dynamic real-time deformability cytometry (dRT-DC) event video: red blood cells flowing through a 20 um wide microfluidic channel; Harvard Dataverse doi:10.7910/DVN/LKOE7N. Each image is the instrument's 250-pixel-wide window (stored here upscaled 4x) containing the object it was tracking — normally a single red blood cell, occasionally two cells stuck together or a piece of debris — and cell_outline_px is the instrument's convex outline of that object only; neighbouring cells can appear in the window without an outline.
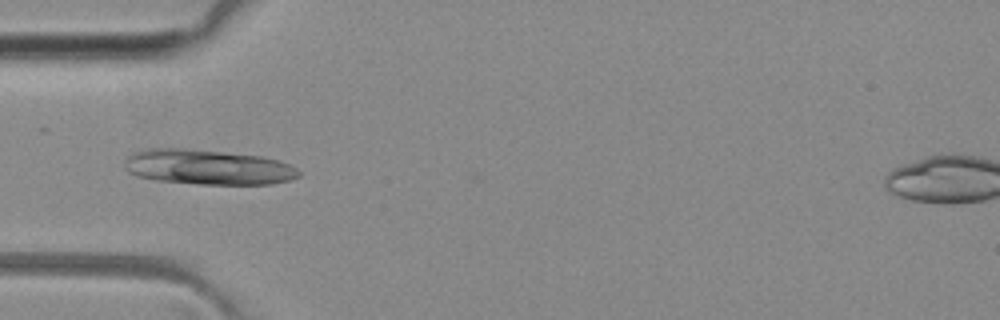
{"species": "common noctule bat (a hibernating species)", "species_latin": "Nyctalus noctula", "temperature_condition": "room temperature", "stored_images_in_passage": 40, "camera_frame_rate_fps": 3000, "um_per_image_px": 0.085, "animal": {"sex": "female", "body_mass_g": 29.2, "forearm_length_mm": 56.3}, "frame": {"image": 1, "passage_image": 6, "time_ms": 1.667, "image_size_px": [1000, 320], "cell_outline_px": [[300, 176], [292, 180], [272, 184], [200, 184], [156, 180], [136, 176], [128, 172], [124, 168], [124, 160], [132, 152], [148, 148], [184, 148], [264, 156], [288, 164], [296, 168], [300, 172]], "centroid_in_image_um": [17.64, 14.2], "position_along_channel_um": 67.4, "area_um2": 35.89}}
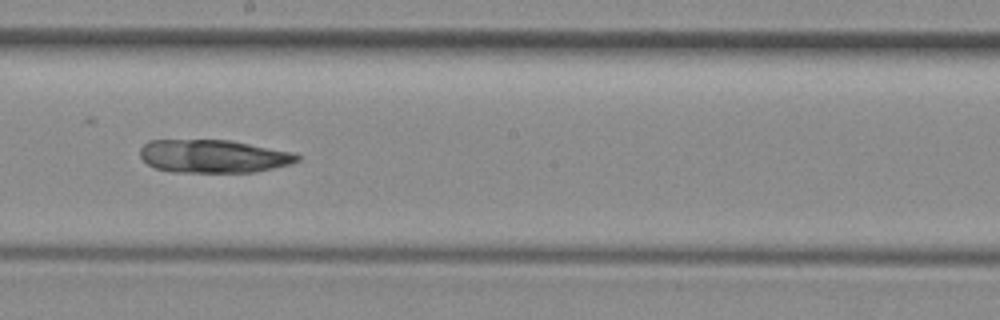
{"frame": {"image": 2, "passage_image": 18, "time_ms": 5.667, "image_size_px": [1000, 320], "cell_outline_px": [[300, 160], [292, 164], [256, 172], [172, 172], [156, 168], [148, 164], [140, 156], [140, 148], [148, 140], [228, 140], [296, 152], [300, 156]], "centroid_in_image_um": [18.18, 13.28], "position_along_channel_um": 230.0, "area_um2": 30.52}}
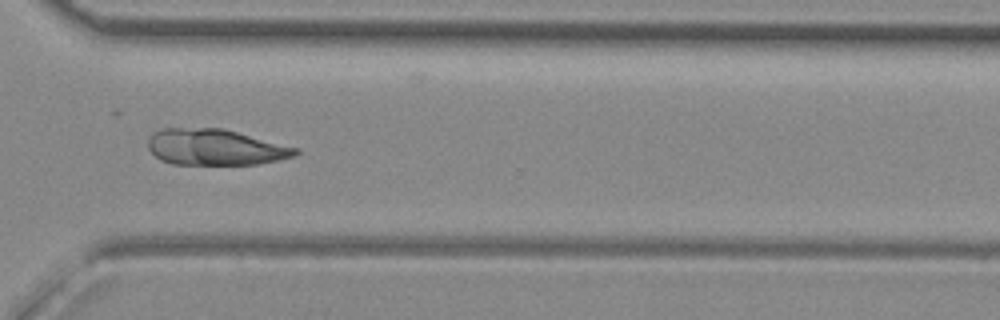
{"frame": {"image": 3, "passage_image": 27, "time_ms": 8.667, "image_size_px": [1000, 320], "cell_outline_px": [[300, 152], [296, 156], [256, 164], [172, 164], [160, 160], [148, 148], [148, 140], [156, 132], [164, 128], [220, 128], [300, 148]], "centroid_in_image_um": [18.32, 12.52], "position_along_channel_um": 352.3, "area_um2": 30.69}}